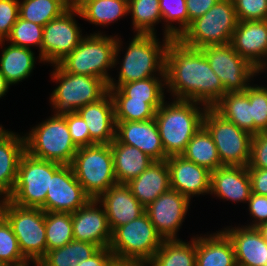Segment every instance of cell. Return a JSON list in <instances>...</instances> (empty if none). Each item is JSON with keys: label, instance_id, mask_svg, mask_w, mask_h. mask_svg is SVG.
<instances>
[{"label": "cell", "instance_id": "cell-48", "mask_svg": "<svg viewBox=\"0 0 267 266\" xmlns=\"http://www.w3.org/2000/svg\"><path fill=\"white\" fill-rule=\"evenodd\" d=\"M247 205L249 215L253 220L244 226L257 228L260 224L267 222V196L251 193Z\"/></svg>", "mask_w": 267, "mask_h": 266}, {"label": "cell", "instance_id": "cell-51", "mask_svg": "<svg viewBox=\"0 0 267 266\" xmlns=\"http://www.w3.org/2000/svg\"><path fill=\"white\" fill-rule=\"evenodd\" d=\"M113 258L109 247H102L87 260H80L77 266H107Z\"/></svg>", "mask_w": 267, "mask_h": 266}, {"label": "cell", "instance_id": "cell-6", "mask_svg": "<svg viewBox=\"0 0 267 266\" xmlns=\"http://www.w3.org/2000/svg\"><path fill=\"white\" fill-rule=\"evenodd\" d=\"M51 79L58 86L49 97L53 113L76 112L83 106L98 101L108 91V84L100 78L65 72L58 64H53Z\"/></svg>", "mask_w": 267, "mask_h": 266}, {"label": "cell", "instance_id": "cell-7", "mask_svg": "<svg viewBox=\"0 0 267 266\" xmlns=\"http://www.w3.org/2000/svg\"><path fill=\"white\" fill-rule=\"evenodd\" d=\"M238 22L233 0H219L207 13L192 21L178 39L198 49L226 45L231 42Z\"/></svg>", "mask_w": 267, "mask_h": 266}, {"label": "cell", "instance_id": "cell-23", "mask_svg": "<svg viewBox=\"0 0 267 266\" xmlns=\"http://www.w3.org/2000/svg\"><path fill=\"white\" fill-rule=\"evenodd\" d=\"M222 231L233 244L237 266H267V243L257 228L239 224Z\"/></svg>", "mask_w": 267, "mask_h": 266}, {"label": "cell", "instance_id": "cell-21", "mask_svg": "<svg viewBox=\"0 0 267 266\" xmlns=\"http://www.w3.org/2000/svg\"><path fill=\"white\" fill-rule=\"evenodd\" d=\"M97 200L104 207L112 232L145 213V207L132 195L127 184H114Z\"/></svg>", "mask_w": 267, "mask_h": 266}, {"label": "cell", "instance_id": "cell-39", "mask_svg": "<svg viewBox=\"0 0 267 266\" xmlns=\"http://www.w3.org/2000/svg\"><path fill=\"white\" fill-rule=\"evenodd\" d=\"M159 6L164 24L163 37L179 38L189 26L186 0H159Z\"/></svg>", "mask_w": 267, "mask_h": 266}, {"label": "cell", "instance_id": "cell-34", "mask_svg": "<svg viewBox=\"0 0 267 266\" xmlns=\"http://www.w3.org/2000/svg\"><path fill=\"white\" fill-rule=\"evenodd\" d=\"M112 98L131 100H166V77H150L108 88Z\"/></svg>", "mask_w": 267, "mask_h": 266}, {"label": "cell", "instance_id": "cell-18", "mask_svg": "<svg viewBox=\"0 0 267 266\" xmlns=\"http://www.w3.org/2000/svg\"><path fill=\"white\" fill-rule=\"evenodd\" d=\"M75 240L109 247L112 231L104 207L97 199H91L85 206L71 213Z\"/></svg>", "mask_w": 267, "mask_h": 266}, {"label": "cell", "instance_id": "cell-25", "mask_svg": "<svg viewBox=\"0 0 267 266\" xmlns=\"http://www.w3.org/2000/svg\"><path fill=\"white\" fill-rule=\"evenodd\" d=\"M24 135L0 129V198L8 199L16 182L18 166L25 153Z\"/></svg>", "mask_w": 267, "mask_h": 266}, {"label": "cell", "instance_id": "cell-1", "mask_svg": "<svg viewBox=\"0 0 267 266\" xmlns=\"http://www.w3.org/2000/svg\"><path fill=\"white\" fill-rule=\"evenodd\" d=\"M166 93L212 108L225 94L203 51L170 39L165 54Z\"/></svg>", "mask_w": 267, "mask_h": 266}, {"label": "cell", "instance_id": "cell-45", "mask_svg": "<svg viewBox=\"0 0 267 266\" xmlns=\"http://www.w3.org/2000/svg\"><path fill=\"white\" fill-rule=\"evenodd\" d=\"M239 21L267 20V0H233Z\"/></svg>", "mask_w": 267, "mask_h": 266}, {"label": "cell", "instance_id": "cell-28", "mask_svg": "<svg viewBox=\"0 0 267 266\" xmlns=\"http://www.w3.org/2000/svg\"><path fill=\"white\" fill-rule=\"evenodd\" d=\"M0 46V72L11 86L31 76L37 58L39 63H44L40 56H35L32 49L13 45L6 40L0 41Z\"/></svg>", "mask_w": 267, "mask_h": 266}, {"label": "cell", "instance_id": "cell-19", "mask_svg": "<svg viewBox=\"0 0 267 266\" xmlns=\"http://www.w3.org/2000/svg\"><path fill=\"white\" fill-rule=\"evenodd\" d=\"M230 44L260 72L267 63V20L239 21Z\"/></svg>", "mask_w": 267, "mask_h": 266}, {"label": "cell", "instance_id": "cell-38", "mask_svg": "<svg viewBox=\"0 0 267 266\" xmlns=\"http://www.w3.org/2000/svg\"><path fill=\"white\" fill-rule=\"evenodd\" d=\"M115 121H147L155 117L156 110L165 100H131V98H113Z\"/></svg>", "mask_w": 267, "mask_h": 266}, {"label": "cell", "instance_id": "cell-14", "mask_svg": "<svg viewBox=\"0 0 267 266\" xmlns=\"http://www.w3.org/2000/svg\"><path fill=\"white\" fill-rule=\"evenodd\" d=\"M76 16H81L79 10L69 7L43 27L40 57L44 64H57L79 45L85 35Z\"/></svg>", "mask_w": 267, "mask_h": 266}, {"label": "cell", "instance_id": "cell-37", "mask_svg": "<svg viewBox=\"0 0 267 266\" xmlns=\"http://www.w3.org/2000/svg\"><path fill=\"white\" fill-rule=\"evenodd\" d=\"M67 9L61 0H19V17L43 27Z\"/></svg>", "mask_w": 267, "mask_h": 266}, {"label": "cell", "instance_id": "cell-26", "mask_svg": "<svg viewBox=\"0 0 267 266\" xmlns=\"http://www.w3.org/2000/svg\"><path fill=\"white\" fill-rule=\"evenodd\" d=\"M201 235H196V266H237L233 244L222 230Z\"/></svg>", "mask_w": 267, "mask_h": 266}, {"label": "cell", "instance_id": "cell-41", "mask_svg": "<svg viewBox=\"0 0 267 266\" xmlns=\"http://www.w3.org/2000/svg\"><path fill=\"white\" fill-rule=\"evenodd\" d=\"M0 262L4 266H28L20 252L17 237L6 218L0 216Z\"/></svg>", "mask_w": 267, "mask_h": 266}, {"label": "cell", "instance_id": "cell-8", "mask_svg": "<svg viewBox=\"0 0 267 266\" xmlns=\"http://www.w3.org/2000/svg\"><path fill=\"white\" fill-rule=\"evenodd\" d=\"M70 165L77 181L92 199L117 183L110 144L78 148Z\"/></svg>", "mask_w": 267, "mask_h": 266}, {"label": "cell", "instance_id": "cell-3", "mask_svg": "<svg viewBox=\"0 0 267 266\" xmlns=\"http://www.w3.org/2000/svg\"><path fill=\"white\" fill-rule=\"evenodd\" d=\"M206 109L194 101L172 99L171 102L165 100L156 110L154 118L167 157L184 153L188 142L203 125Z\"/></svg>", "mask_w": 267, "mask_h": 266}, {"label": "cell", "instance_id": "cell-55", "mask_svg": "<svg viewBox=\"0 0 267 266\" xmlns=\"http://www.w3.org/2000/svg\"><path fill=\"white\" fill-rule=\"evenodd\" d=\"M68 8L73 7L75 0H61Z\"/></svg>", "mask_w": 267, "mask_h": 266}, {"label": "cell", "instance_id": "cell-33", "mask_svg": "<svg viewBox=\"0 0 267 266\" xmlns=\"http://www.w3.org/2000/svg\"><path fill=\"white\" fill-rule=\"evenodd\" d=\"M182 156L211 172L223 166L213 138L203 125L188 142Z\"/></svg>", "mask_w": 267, "mask_h": 266}, {"label": "cell", "instance_id": "cell-32", "mask_svg": "<svg viewBox=\"0 0 267 266\" xmlns=\"http://www.w3.org/2000/svg\"><path fill=\"white\" fill-rule=\"evenodd\" d=\"M212 108L224 119L253 135L252 105L244 92L226 93Z\"/></svg>", "mask_w": 267, "mask_h": 266}, {"label": "cell", "instance_id": "cell-50", "mask_svg": "<svg viewBox=\"0 0 267 266\" xmlns=\"http://www.w3.org/2000/svg\"><path fill=\"white\" fill-rule=\"evenodd\" d=\"M252 193L267 196V169L248 168Z\"/></svg>", "mask_w": 267, "mask_h": 266}, {"label": "cell", "instance_id": "cell-2", "mask_svg": "<svg viewBox=\"0 0 267 266\" xmlns=\"http://www.w3.org/2000/svg\"><path fill=\"white\" fill-rule=\"evenodd\" d=\"M120 37L117 36L114 54V66L119 64L117 72L120 70L118 80L111 78L108 88H118L121 84L150 77H166L165 54L171 38L163 37L161 42L157 35L134 34L131 41H128L129 45L124 48ZM123 50L125 54L123 59H120Z\"/></svg>", "mask_w": 267, "mask_h": 266}, {"label": "cell", "instance_id": "cell-5", "mask_svg": "<svg viewBox=\"0 0 267 266\" xmlns=\"http://www.w3.org/2000/svg\"><path fill=\"white\" fill-rule=\"evenodd\" d=\"M52 114L23 134L25 151L38 159L70 165L78 148L73 143L64 116Z\"/></svg>", "mask_w": 267, "mask_h": 266}, {"label": "cell", "instance_id": "cell-13", "mask_svg": "<svg viewBox=\"0 0 267 266\" xmlns=\"http://www.w3.org/2000/svg\"><path fill=\"white\" fill-rule=\"evenodd\" d=\"M226 93L244 92L261 75L232 45L208 46L201 49Z\"/></svg>", "mask_w": 267, "mask_h": 266}, {"label": "cell", "instance_id": "cell-29", "mask_svg": "<svg viewBox=\"0 0 267 266\" xmlns=\"http://www.w3.org/2000/svg\"><path fill=\"white\" fill-rule=\"evenodd\" d=\"M114 174L117 183L127 184L138 177L154 161L137 147L120 143L116 138L110 143Z\"/></svg>", "mask_w": 267, "mask_h": 266}, {"label": "cell", "instance_id": "cell-4", "mask_svg": "<svg viewBox=\"0 0 267 266\" xmlns=\"http://www.w3.org/2000/svg\"><path fill=\"white\" fill-rule=\"evenodd\" d=\"M96 32L86 33L79 45L57 64L65 72L97 77L108 84L112 78L110 70L116 68L114 54L118 35Z\"/></svg>", "mask_w": 267, "mask_h": 266}, {"label": "cell", "instance_id": "cell-22", "mask_svg": "<svg viewBox=\"0 0 267 266\" xmlns=\"http://www.w3.org/2000/svg\"><path fill=\"white\" fill-rule=\"evenodd\" d=\"M252 193L247 166L223 165L211 172L210 195L224 201L248 202Z\"/></svg>", "mask_w": 267, "mask_h": 266}, {"label": "cell", "instance_id": "cell-43", "mask_svg": "<svg viewBox=\"0 0 267 266\" xmlns=\"http://www.w3.org/2000/svg\"><path fill=\"white\" fill-rule=\"evenodd\" d=\"M244 93L252 105L253 135L267 131V85L252 83Z\"/></svg>", "mask_w": 267, "mask_h": 266}, {"label": "cell", "instance_id": "cell-44", "mask_svg": "<svg viewBox=\"0 0 267 266\" xmlns=\"http://www.w3.org/2000/svg\"><path fill=\"white\" fill-rule=\"evenodd\" d=\"M62 115L66 119L71 138L77 148L96 144L90 138L87 123L77 112H67Z\"/></svg>", "mask_w": 267, "mask_h": 266}, {"label": "cell", "instance_id": "cell-49", "mask_svg": "<svg viewBox=\"0 0 267 266\" xmlns=\"http://www.w3.org/2000/svg\"><path fill=\"white\" fill-rule=\"evenodd\" d=\"M219 0H186L189 25L207 13Z\"/></svg>", "mask_w": 267, "mask_h": 266}, {"label": "cell", "instance_id": "cell-46", "mask_svg": "<svg viewBox=\"0 0 267 266\" xmlns=\"http://www.w3.org/2000/svg\"><path fill=\"white\" fill-rule=\"evenodd\" d=\"M19 17V0H0V41L6 40Z\"/></svg>", "mask_w": 267, "mask_h": 266}, {"label": "cell", "instance_id": "cell-15", "mask_svg": "<svg viewBox=\"0 0 267 266\" xmlns=\"http://www.w3.org/2000/svg\"><path fill=\"white\" fill-rule=\"evenodd\" d=\"M92 198L77 181L71 165H62L51 177L44 212L73 213L85 206Z\"/></svg>", "mask_w": 267, "mask_h": 266}, {"label": "cell", "instance_id": "cell-17", "mask_svg": "<svg viewBox=\"0 0 267 266\" xmlns=\"http://www.w3.org/2000/svg\"><path fill=\"white\" fill-rule=\"evenodd\" d=\"M166 162L171 189L186 196L190 201L195 196L210 195L211 171L186 160L182 155L170 156Z\"/></svg>", "mask_w": 267, "mask_h": 266}, {"label": "cell", "instance_id": "cell-20", "mask_svg": "<svg viewBox=\"0 0 267 266\" xmlns=\"http://www.w3.org/2000/svg\"><path fill=\"white\" fill-rule=\"evenodd\" d=\"M116 139L120 143L137 147L154 161L168 158L164 152L155 118L147 121L116 122Z\"/></svg>", "mask_w": 267, "mask_h": 266}, {"label": "cell", "instance_id": "cell-31", "mask_svg": "<svg viewBox=\"0 0 267 266\" xmlns=\"http://www.w3.org/2000/svg\"><path fill=\"white\" fill-rule=\"evenodd\" d=\"M190 239L164 240L148 266H196V236Z\"/></svg>", "mask_w": 267, "mask_h": 266}, {"label": "cell", "instance_id": "cell-57", "mask_svg": "<svg viewBox=\"0 0 267 266\" xmlns=\"http://www.w3.org/2000/svg\"><path fill=\"white\" fill-rule=\"evenodd\" d=\"M266 70H267V66H264L259 73H261V74L265 73L266 74Z\"/></svg>", "mask_w": 267, "mask_h": 266}, {"label": "cell", "instance_id": "cell-11", "mask_svg": "<svg viewBox=\"0 0 267 266\" xmlns=\"http://www.w3.org/2000/svg\"><path fill=\"white\" fill-rule=\"evenodd\" d=\"M163 241L145 212L112 232L109 249L114 258L148 263Z\"/></svg>", "mask_w": 267, "mask_h": 266}, {"label": "cell", "instance_id": "cell-30", "mask_svg": "<svg viewBox=\"0 0 267 266\" xmlns=\"http://www.w3.org/2000/svg\"><path fill=\"white\" fill-rule=\"evenodd\" d=\"M74 7L80 12L79 18L96 27H108L129 15L128 0H75Z\"/></svg>", "mask_w": 267, "mask_h": 266}, {"label": "cell", "instance_id": "cell-47", "mask_svg": "<svg viewBox=\"0 0 267 266\" xmlns=\"http://www.w3.org/2000/svg\"><path fill=\"white\" fill-rule=\"evenodd\" d=\"M247 168L267 169V131L252 136L250 160Z\"/></svg>", "mask_w": 267, "mask_h": 266}, {"label": "cell", "instance_id": "cell-16", "mask_svg": "<svg viewBox=\"0 0 267 266\" xmlns=\"http://www.w3.org/2000/svg\"><path fill=\"white\" fill-rule=\"evenodd\" d=\"M190 202L186 196L170 188L145 207V212L164 240L178 239Z\"/></svg>", "mask_w": 267, "mask_h": 266}, {"label": "cell", "instance_id": "cell-24", "mask_svg": "<svg viewBox=\"0 0 267 266\" xmlns=\"http://www.w3.org/2000/svg\"><path fill=\"white\" fill-rule=\"evenodd\" d=\"M76 112L87 123L90 138L96 144H110L115 140V108L109 91L98 101L89 103Z\"/></svg>", "mask_w": 267, "mask_h": 266}, {"label": "cell", "instance_id": "cell-52", "mask_svg": "<svg viewBox=\"0 0 267 266\" xmlns=\"http://www.w3.org/2000/svg\"><path fill=\"white\" fill-rule=\"evenodd\" d=\"M107 266H148V263L138 260L113 258Z\"/></svg>", "mask_w": 267, "mask_h": 266}, {"label": "cell", "instance_id": "cell-12", "mask_svg": "<svg viewBox=\"0 0 267 266\" xmlns=\"http://www.w3.org/2000/svg\"><path fill=\"white\" fill-rule=\"evenodd\" d=\"M203 126L211 134L222 165L248 166L252 134L224 119L213 108H207Z\"/></svg>", "mask_w": 267, "mask_h": 266}, {"label": "cell", "instance_id": "cell-56", "mask_svg": "<svg viewBox=\"0 0 267 266\" xmlns=\"http://www.w3.org/2000/svg\"><path fill=\"white\" fill-rule=\"evenodd\" d=\"M3 202H4V199L0 198V216L2 215Z\"/></svg>", "mask_w": 267, "mask_h": 266}, {"label": "cell", "instance_id": "cell-36", "mask_svg": "<svg viewBox=\"0 0 267 266\" xmlns=\"http://www.w3.org/2000/svg\"><path fill=\"white\" fill-rule=\"evenodd\" d=\"M128 14L135 34L157 35L156 25L162 22L159 0H128Z\"/></svg>", "mask_w": 267, "mask_h": 266}, {"label": "cell", "instance_id": "cell-54", "mask_svg": "<svg viewBox=\"0 0 267 266\" xmlns=\"http://www.w3.org/2000/svg\"><path fill=\"white\" fill-rule=\"evenodd\" d=\"M257 229L261 233L264 241L267 243V222L260 224Z\"/></svg>", "mask_w": 267, "mask_h": 266}, {"label": "cell", "instance_id": "cell-35", "mask_svg": "<svg viewBox=\"0 0 267 266\" xmlns=\"http://www.w3.org/2000/svg\"><path fill=\"white\" fill-rule=\"evenodd\" d=\"M99 246L73 239L70 243L57 249L47 251L37 263L38 266H77L80 260L93 256Z\"/></svg>", "mask_w": 267, "mask_h": 266}, {"label": "cell", "instance_id": "cell-40", "mask_svg": "<svg viewBox=\"0 0 267 266\" xmlns=\"http://www.w3.org/2000/svg\"><path fill=\"white\" fill-rule=\"evenodd\" d=\"M47 251L60 248L73 239L71 213L45 212Z\"/></svg>", "mask_w": 267, "mask_h": 266}, {"label": "cell", "instance_id": "cell-10", "mask_svg": "<svg viewBox=\"0 0 267 266\" xmlns=\"http://www.w3.org/2000/svg\"><path fill=\"white\" fill-rule=\"evenodd\" d=\"M63 164L35 158L25 152L9 200L21 207L41 208L45 204L51 177Z\"/></svg>", "mask_w": 267, "mask_h": 266}, {"label": "cell", "instance_id": "cell-27", "mask_svg": "<svg viewBox=\"0 0 267 266\" xmlns=\"http://www.w3.org/2000/svg\"><path fill=\"white\" fill-rule=\"evenodd\" d=\"M132 195L144 206L170 189L169 169L166 160L153 161L138 177L127 183Z\"/></svg>", "mask_w": 267, "mask_h": 266}, {"label": "cell", "instance_id": "cell-9", "mask_svg": "<svg viewBox=\"0 0 267 266\" xmlns=\"http://www.w3.org/2000/svg\"><path fill=\"white\" fill-rule=\"evenodd\" d=\"M2 215L17 237L20 252L30 264H37L47 252L45 212L41 208L21 207L5 199Z\"/></svg>", "mask_w": 267, "mask_h": 266}, {"label": "cell", "instance_id": "cell-53", "mask_svg": "<svg viewBox=\"0 0 267 266\" xmlns=\"http://www.w3.org/2000/svg\"><path fill=\"white\" fill-rule=\"evenodd\" d=\"M10 86L11 85L6 81L4 75L0 72V99L6 95Z\"/></svg>", "mask_w": 267, "mask_h": 266}, {"label": "cell", "instance_id": "cell-42", "mask_svg": "<svg viewBox=\"0 0 267 266\" xmlns=\"http://www.w3.org/2000/svg\"><path fill=\"white\" fill-rule=\"evenodd\" d=\"M42 40L43 26L26 21L20 17H18L16 23L12 27L9 37L6 39L7 42L16 46L28 49H32L31 47H37L39 56Z\"/></svg>", "mask_w": 267, "mask_h": 266}]
</instances>
